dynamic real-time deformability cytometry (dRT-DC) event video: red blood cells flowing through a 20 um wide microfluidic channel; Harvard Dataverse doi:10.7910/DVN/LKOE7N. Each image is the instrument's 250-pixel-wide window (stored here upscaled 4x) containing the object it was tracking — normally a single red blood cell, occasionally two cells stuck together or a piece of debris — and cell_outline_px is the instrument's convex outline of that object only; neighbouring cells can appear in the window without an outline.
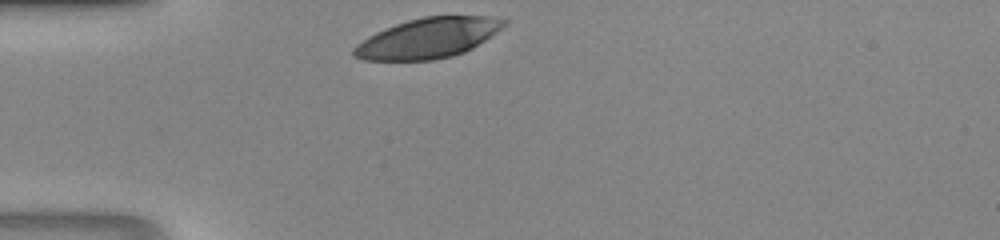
{"species": "human", "species_latin": "Homo sapiens", "temperature_condition": "room temperature", "stored_images_in_passage": 25, "camera_frame_rate_fps": 3000, "um_per_image_px": 0.085, "donor": {"sex": "male"}, "frame": {"image": 1, "passage_image": 1, "time_ms": 0.0, "image_size_px": [1000, 240], "cell_outline_px": [[508, 24], [472, 48], [464, 52], [452, 56], [432, 60], [364, 60], [352, 56], [352, 48], [356, 44], [368, 36], [384, 28], [408, 20], [424, 16], [488, 16], [508, 20]], "centroid_in_image_um": [36.36, 3.24], "position_along_channel_um": 48.6, "area_um2": 35.08}}
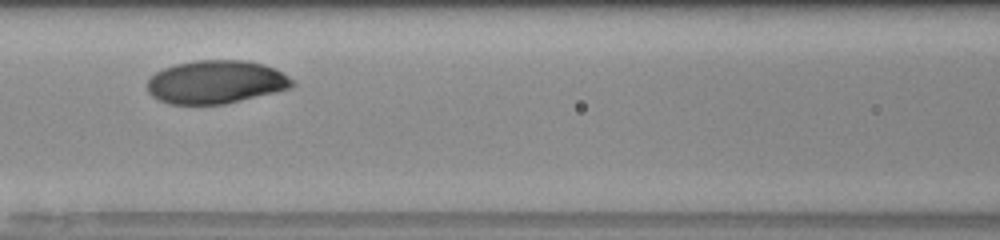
{"frame": {"image": 2, "passage_image": 9, "time_ms": 2.667, "image_size_px": [1000, 240], "cell_outline_px": [[296, 84], [292, 88], [224, 104], [168, 104], [152, 96], [148, 92], [148, 80], [156, 72], [164, 68], [176, 64], [196, 60], [244, 60], [264, 64], [296, 80]], "centroid_in_image_um": [18.37, 6.97], "position_along_channel_um": 148.2, "area_um2": 36.47}}
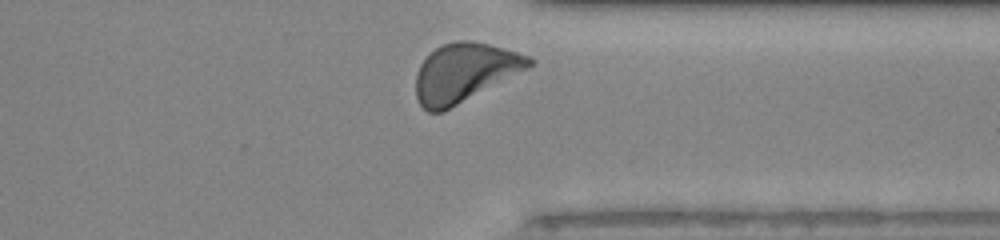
{"frame": {"image": 3, "passage_image": 24, "time_ms": 7.667, "image_size_px": [1000, 240], "cell_outline_px": [[536, 60], [528, 68], [444, 112], [428, 112], [420, 104], [416, 96], [416, 76], [420, 64], [440, 44], [456, 40], [468, 40], [488, 44], [516, 52], [528, 56]], "centroid_in_image_um": [39.46, 6.17], "position_along_channel_um": 371.9, "area_um2": 38.44}}